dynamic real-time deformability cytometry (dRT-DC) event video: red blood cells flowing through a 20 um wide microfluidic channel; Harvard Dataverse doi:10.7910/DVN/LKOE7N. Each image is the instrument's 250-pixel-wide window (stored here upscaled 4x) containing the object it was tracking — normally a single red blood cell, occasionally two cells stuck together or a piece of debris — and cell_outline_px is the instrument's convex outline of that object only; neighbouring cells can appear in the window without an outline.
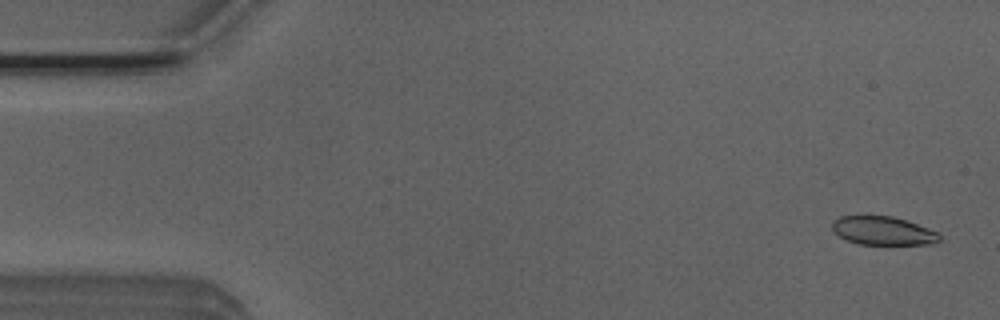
{"species": "Egyptian fruit bat (a non-hibernating species)", "species_latin": "Rousettus aegyptiacus", "temperature_condition": "room temperature", "stored_images_in_passage": 51, "camera_frame_rate_fps": 3000, "um_per_image_px": 0.085, "animal": {"sex": "male"}, "frame": {"image": 1, "passage_image": 1, "time_ms": 0.0, "image_size_px": [1000, 320], "cell_outline_px": [[940, 240], [932, 244], [856, 244], [844, 240], [832, 228], [832, 220], [840, 216], [892, 216], [928, 228], [936, 232], [940, 236]], "centroid_in_image_um": [75.01, 19.62], "position_along_channel_um": 10.0, "area_um2": 17.69}}
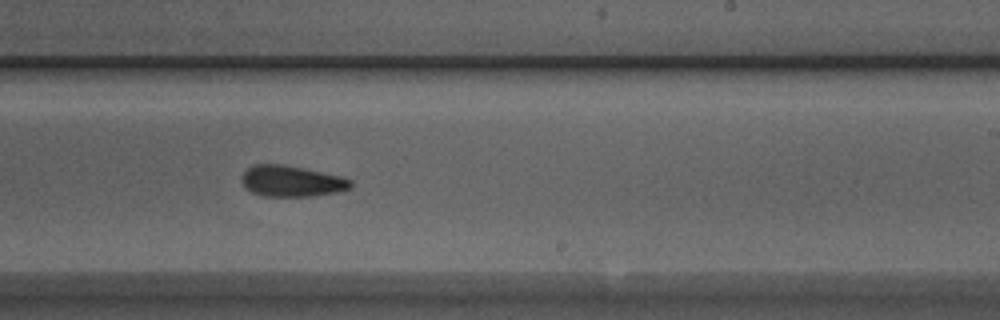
{"frame": {"image": 2, "passage_image": 30, "time_ms": 9.667, "image_size_px": [1000, 320], "cell_outline_px": [[352, 188], [336, 192], [312, 196], [264, 196], [252, 192], [244, 188], [240, 180], [240, 176], [252, 164], [280, 164], [340, 176], [352, 180]], "centroid_in_image_um": [24.73, 15.4], "position_along_channel_um": 264.3, "area_um2": 19.65}}
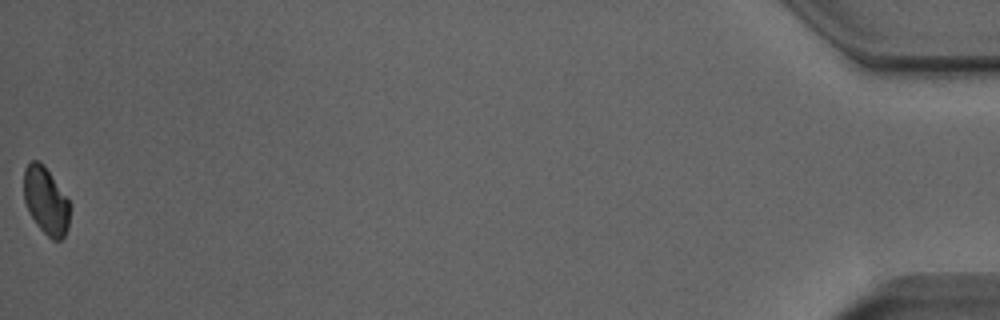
{"frame": {"image": 3, "passage_image": 51, "time_ms": 16.667, "image_size_px": [1000, 320], "cell_outline_px": [[68, 228], [64, 236], [60, 240], [52, 240], [36, 224], [24, 200], [24, 168], [32, 160], [40, 160], [44, 164], [68, 200]], "centroid_in_image_um": [3.88, 17.04], "position_along_channel_um": 431.3, "area_um2": 17.69}, "authors_computed_cell_mechanics": {"area_um2": 19.652, "velocity_mm_per_s": 3.9086, "shape_relaxation_time_tau1_ms": 4.3007, "shape_relaxation_time_tau2_ms": 1.7996, "deformation_change_tau1": 0.0916, "deformation_change_tau2": 0.0598}}